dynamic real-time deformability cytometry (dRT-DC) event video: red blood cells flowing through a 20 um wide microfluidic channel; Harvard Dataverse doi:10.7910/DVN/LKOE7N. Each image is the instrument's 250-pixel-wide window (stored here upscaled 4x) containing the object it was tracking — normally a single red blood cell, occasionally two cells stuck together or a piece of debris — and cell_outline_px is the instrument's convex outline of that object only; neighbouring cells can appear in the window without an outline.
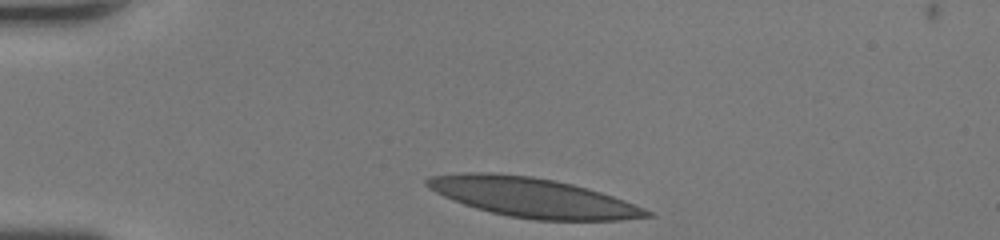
{"species": "human", "species_latin": "Homo sapiens", "temperature_condition": "room temperature", "stored_images_in_passage": 30, "camera_frame_rate_fps": 3000, "um_per_image_px": 0.085, "donor": {"sex": "female"}, "frame": {"image": 1, "passage_image": 1, "time_ms": 0.0, "image_size_px": [1000, 240], "cell_outline_px": [[656, 216], [620, 220], [536, 220], [508, 216], [476, 208], [464, 204], [444, 196], [428, 188], [424, 184], [424, 180], [428, 176], [460, 172], [492, 172], [532, 176], [556, 180], [588, 188], [624, 200], [644, 208], [652, 212]], "centroid_in_image_um": [45.25, 16.77], "position_along_channel_um": 39.7, "area_um2": 50.58}}
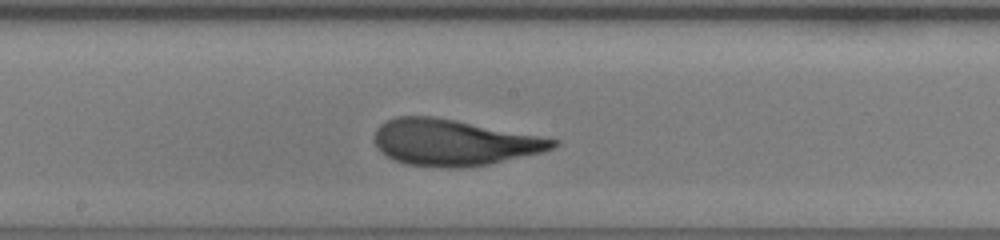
{"frame": {"image": 2, "passage_image": 17, "time_ms": 5.333, "image_size_px": [1000, 240], "cell_outline_px": [[560, 144], [552, 148], [540, 152], [488, 164], [460, 168], [448, 168], [404, 164], [392, 160], [380, 152], [376, 148], [376, 128], [380, 124], [396, 116], [436, 116], [560, 140]], "centroid_in_image_um": [38.52, 12.11], "position_along_channel_um": 209.7, "area_um2": 47.92}}
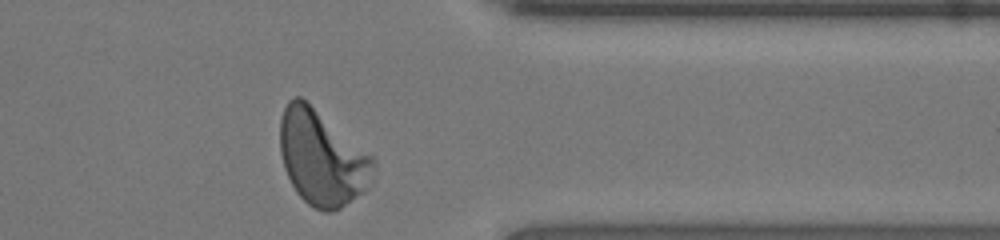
{"frame": {"image": 3, "passage_image": 30, "time_ms": 9.667, "image_size_px": [1000, 240], "cell_outline_px": [[376, 160], [372, 184], [364, 192], [340, 208], [332, 212], [324, 212], [308, 204], [296, 192], [284, 168], [280, 152], [280, 120], [284, 108], [288, 100], [296, 96], [300, 96], [372, 156]], "centroid_in_image_um": [27.37, 13.45], "position_along_channel_um": 384.0, "area_um2": 51.5}, "authors_computed_cell_mechanics": {"area_um2": 48.1474, "velocity_mm_per_s": 4.1834, "shape_relaxation_time_tau1_ms": 3.7769, "shape_relaxation_time_tau2_ms": 0.7591, "deformation_change_tau1": 0.1893, "deformation_change_tau2": 0.0687}}